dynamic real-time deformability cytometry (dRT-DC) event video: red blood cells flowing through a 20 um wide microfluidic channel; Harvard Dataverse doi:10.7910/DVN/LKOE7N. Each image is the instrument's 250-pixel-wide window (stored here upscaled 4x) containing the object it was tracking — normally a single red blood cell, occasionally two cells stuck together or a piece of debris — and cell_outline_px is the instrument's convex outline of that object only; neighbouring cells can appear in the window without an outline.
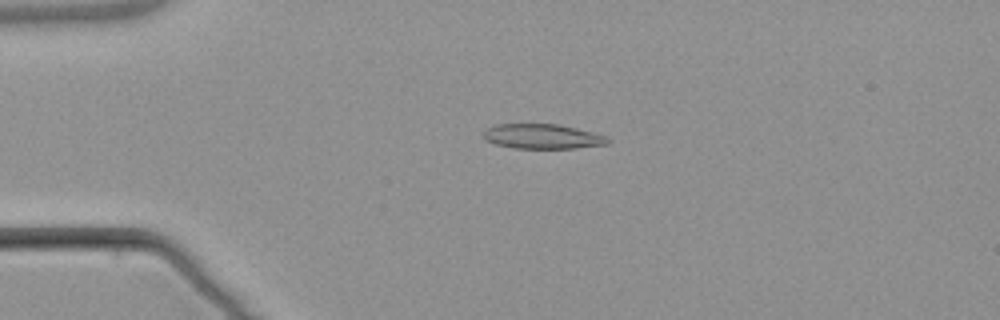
{"species": "common noctule bat (a hibernating species)", "species_latin": "Nyctalus noctula", "temperature_condition": "warm", "stored_images_in_passage": 8, "camera_frame_rate_fps": 3000, "um_per_image_px": 0.085, "animal": {"sex": "male", "body_mass_g": 21.5, "forearm_length_mm": 52.0}, "frame": {"image": 1, "passage_image": 4, "time_ms": 4.0, "image_size_px": [1000, 320], "cell_outline_px": [[612, 140], [608, 144], [576, 148], [512, 148], [496, 144], [484, 140], [484, 132], [488, 128], [496, 124], [560, 124], [592, 132], [604, 136]], "centroid_in_image_um": [46.11, 11.6], "position_along_channel_um": 38.9, "area_um2": 17.92}}
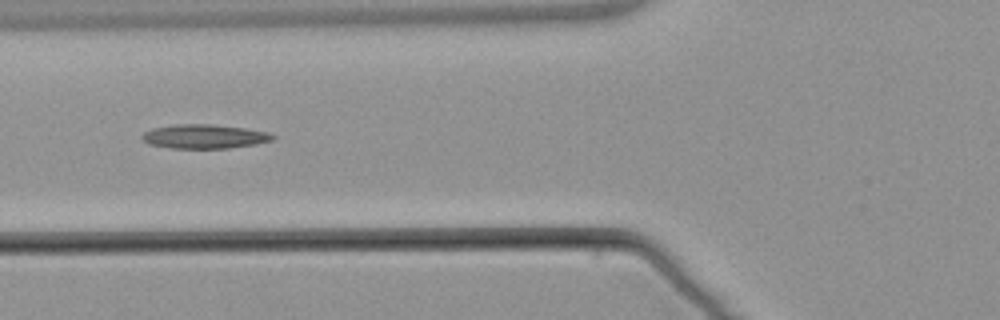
{"frame": {"image": 2, "passage_image": 6, "time_ms": 6.667, "image_size_px": [1000, 320], "cell_outline_px": [[276, 136], [272, 140], [256, 144], [228, 148], [172, 148], [148, 144], [140, 136], [144, 132], [152, 128], [172, 124], [212, 124], [244, 128], [268, 132]], "centroid_in_image_um": [17.35, 11.59], "position_along_channel_um": 108.5, "area_um2": 18.38}}